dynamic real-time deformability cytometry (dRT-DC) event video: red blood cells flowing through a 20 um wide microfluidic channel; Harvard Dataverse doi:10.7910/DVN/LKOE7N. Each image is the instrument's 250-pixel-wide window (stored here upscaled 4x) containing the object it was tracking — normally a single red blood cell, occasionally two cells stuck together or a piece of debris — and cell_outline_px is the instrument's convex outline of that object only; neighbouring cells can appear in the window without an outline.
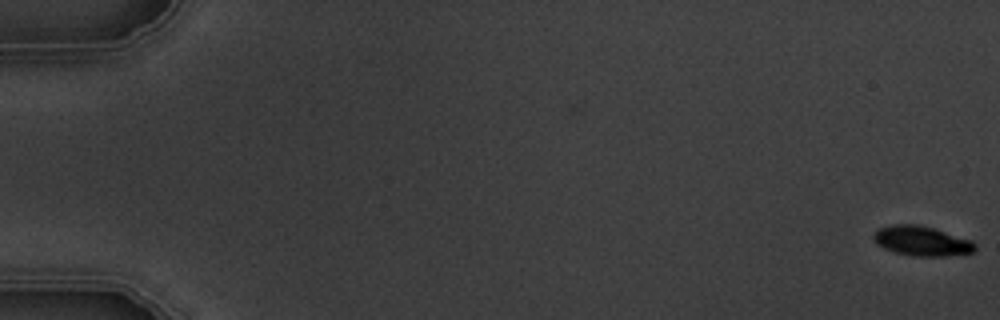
{"species": "common noctule bat (a hibernating species)", "species_latin": "Nyctalus noctula", "temperature_condition": "warm", "stored_images_in_passage": 5, "camera_frame_rate_fps": 3000, "um_per_image_px": 0.085, "animal": {"sex": "male", "body_mass_g": 19.5, "forearm_length_mm": 54.6}, "frame": {"image": 1, "passage_image": 1, "time_ms": 0.0, "image_size_px": [1000, 320], "cell_outline_px": [[976, 248], [972, 252], [944, 256], [912, 256], [896, 252], [884, 248], [876, 244], [872, 240], [872, 236], [880, 228], [892, 224], [920, 224], [972, 240], [976, 244]], "centroid_in_image_um": [78.33, 20.47], "position_along_channel_um": 6.7, "area_um2": 17.57}}
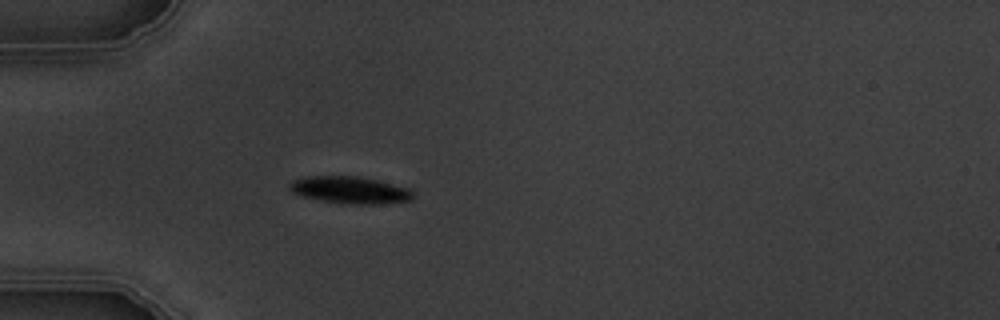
{"frame": {"image": 2, "passage_image": 5, "time_ms": 5.667, "image_size_px": [1000, 320], "cell_outline_px": [[416, 196], [412, 200], [380, 204], [340, 204], [320, 200], [304, 196], [292, 192], [288, 188], [288, 184], [292, 180], [308, 176], [356, 176], [376, 180], [408, 188], [416, 192]], "centroid_in_image_um": [29.77, 16.16], "position_along_channel_um": 55.2, "area_um2": 19.65}}